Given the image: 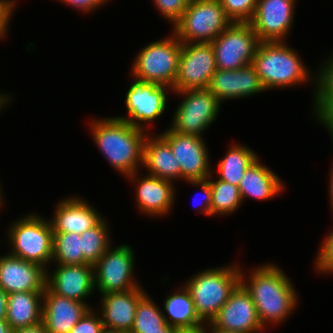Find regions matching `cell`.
<instances>
[{"mask_svg":"<svg viewBox=\"0 0 333 333\" xmlns=\"http://www.w3.org/2000/svg\"><path fill=\"white\" fill-rule=\"evenodd\" d=\"M173 92L183 100L174 111L169 127L180 134L203 137V132L216 121L222 104L207 88Z\"/></svg>","mask_w":333,"mask_h":333,"instance_id":"cell-8","label":"cell"},{"mask_svg":"<svg viewBox=\"0 0 333 333\" xmlns=\"http://www.w3.org/2000/svg\"><path fill=\"white\" fill-rule=\"evenodd\" d=\"M89 126L102 155L121 175L128 177L143 167L144 141L149 134L147 131L116 116L98 120L94 118Z\"/></svg>","mask_w":333,"mask_h":333,"instance_id":"cell-2","label":"cell"},{"mask_svg":"<svg viewBox=\"0 0 333 333\" xmlns=\"http://www.w3.org/2000/svg\"><path fill=\"white\" fill-rule=\"evenodd\" d=\"M161 15L173 26L181 19L190 0H153Z\"/></svg>","mask_w":333,"mask_h":333,"instance_id":"cell-34","label":"cell"},{"mask_svg":"<svg viewBox=\"0 0 333 333\" xmlns=\"http://www.w3.org/2000/svg\"><path fill=\"white\" fill-rule=\"evenodd\" d=\"M12 333H48L43 322L25 328H18Z\"/></svg>","mask_w":333,"mask_h":333,"instance_id":"cell-41","label":"cell"},{"mask_svg":"<svg viewBox=\"0 0 333 333\" xmlns=\"http://www.w3.org/2000/svg\"><path fill=\"white\" fill-rule=\"evenodd\" d=\"M240 265H227L200 271L185 282L196 312L204 323H210L231 292L240 283Z\"/></svg>","mask_w":333,"mask_h":333,"instance_id":"cell-4","label":"cell"},{"mask_svg":"<svg viewBox=\"0 0 333 333\" xmlns=\"http://www.w3.org/2000/svg\"><path fill=\"white\" fill-rule=\"evenodd\" d=\"M52 262L61 265L85 264L82 237L77 233H54Z\"/></svg>","mask_w":333,"mask_h":333,"instance_id":"cell-30","label":"cell"},{"mask_svg":"<svg viewBox=\"0 0 333 333\" xmlns=\"http://www.w3.org/2000/svg\"><path fill=\"white\" fill-rule=\"evenodd\" d=\"M46 271V287L60 296L85 302L95 290L94 266L89 264L61 265ZM49 274V275H48Z\"/></svg>","mask_w":333,"mask_h":333,"instance_id":"cell-16","label":"cell"},{"mask_svg":"<svg viewBox=\"0 0 333 333\" xmlns=\"http://www.w3.org/2000/svg\"><path fill=\"white\" fill-rule=\"evenodd\" d=\"M9 254L33 262L46 270L53 258L54 233L50 221L39 214L17 219L8 228ZM48 264V265H47Z\"/></svg>","mask_w":333,"mask_h":333,"instance_id":"cell-5","label":"cell"},{"mask_svg":"<svg viewBox=\"0 0 333 333\" xmlns=\"http://www.w3.org/2000/svg\"><path fill=\"white\" fill-rule=\"evenodd\" d=\"M314 115L319 123L328 130L333 144V91H331L316 107L313 109Z\"/></svg>","mask_w":333,"mask_h":333,"instance_id":"cell-36","label":"cell"},{"mask_svg":"<svg viewBox=\"0 0 333 333\" xmlns=\"http://www.w3.org/2000/svg\"><path fill=\"white\" fill-rule=\"evenodd\" d=\"M2 194L3 193H2L1 185H0V209H1L2 205H4V201H5V200H3L4 197Z\"/></svg>","mask_w":333,"mask_h":333,"instance_id":"cell-50","label":"cell"},{"mask_svg":"<svg viewBox=\"0 0 333 333\" xmlns=\"http://www.w3.org/2000/svg\"><path fill=\"white\" fill-rule=\"evenodd\" d=\"M15 0H0V39H4L8 33L10 19L16 8Z\"/></svg>","mask_w":333,"mask_h":333,"instance_id":"cell-38","label":"cell"},{"mask_svg":"<svg viewBox=\"0 0 333 333\" xmlns=\"http://www.w3.org/2000/svg\"><path fill=\"white\" fill-rule=\"evenodd\" d=\"M66 198L58 202L53 218L49 220L53 233L72 232L81 235L104 219L85 199L75 196Z\"/></svg>","mask_w":333,"mask_h":333,"instance_id":"cell-20","label":"cell"},{"mask_svg":"<svg viewBox=\"0 0 333 333\" xmlns=\"http://www.w3.org/2000/svg\"><path fill=\"white\" fill-rule=\"evenodd\" d=\"M150 297L145 293L140 298L130 333L161 331L166 324L162 309Z\"/></svg>","mask_w":333,"mask_h":333,"instance_id":"cell-31","label":"cell"},{"mask_svg":"<svg viewBox=\"0 0 333 333\" xmlns=\"http://www.w3.org/2000/svg\"><path fill=\"white\" fill-rule=\"evenodd\" d=\"M212 174L207 178L212 189V216L232 214L243 204L239 187L218 178L213 180Z\"/></svg>","mask_w":333,"mask_h":333,"instance_id":"cell-28","label":"cell"},{"mask_svg":"<svg viewBox=\"0 0 333 333\" xmlns=\"http://www.w3.org/2000/svg\"><path fill=\"white\" fill-rule=\"evenodd\" d=\"M231 23L219 0H190L173 33L181 43H211Z\"/></svg>","mask_w":333,"mask_h":333,"instance_id":"cell-7","label":"cell"},{"mask_svg":"<svg viewBox=\"0 0 333 333\" xmlns=\"http://www.w3.org/2000/svg\"><path fill=\"white\" fill-rule=\"evenodd\" d=\"M210 324L220 330L238 333H259L264 328L259 321L256 306L245 287L239 283L231 292Z\"/></svg>","mask_w":333,"mask_h":333,"instance_id":"cell-15","label":"cell"},{"mask_svg":"<svg viewBox=\"0 0 333 333\" xmlns=\"http://www.w3.org/2000/svg\"><path fill=\"white\" fill-rule=\"evenodd\" d=\"M258 158L259 156L250 147L242 144H233L226 152L224 158L219 160L216 165L217 178L239 186L248 167Z\"/></svg>","mask_w":333,"mask_h":333,"instance_id":"cell-27","label":"cell"},{"mask_svg":"<svg viewBox=\"0 0 333 333\" xmlns=\"http://www.w3.org/2000/svg\"><path fill=\"white\" fill-rule=\"evenodd\" d=\"M232 22L249 23L256 10L257 0H219Z\"/></svg>","mask_w":333,"mask_h":333,"instance_id":"cell-32","label":"cell"},{"mask_svg":"<svg viewBox=\"0 0 333 333\" xmlns=\"http://www.w3.org/2000/svg\"><path fill=\"white\" fill-rule=\"evenodd\" d=\"M43 293L18 291L8 294L6 320L12 330L42 322Z\"/></svg>","mask_w":333,"mask_h":333,"instance_id":"cell-25","label":"cell"},{"mask_svg":"<svg viewBox=\"0 0 333 333\" xmlns=\"http://www.w3.org/2000/svg\"><path fill=\"white\" fill-rule=\"evenodd\" d=\"M296 0H257L249 22L260 42L285 41L294 21Z\"/></svg>","mask_w":333,"mask_h":333,"instance_id":"cell-14","label":"cell"},{"mask_svg":"<svg viewBox=\"0 0 333 333\" xmlns=\"http://www.w3.org/2000/svg\"><path fill=\"white\" fill-rule=\"evenodd\" d=\"M147 174L175 182L181 179V167L170 145L160 135H147L143 148V164Z\"/></svg>","mask_w":333,"mask_h":333,"instance_id":"cell-23","label":"cell"},{"mask_svg":"<svg viewBox=\"0 0 333 333\" xmlns=\"http://www.w3.org/2000/svg\"><path fill=\"white\" fill-rule=\"evenodd\" d=\"M107 224L104 218L98 225L81 234L85 264L94 266L111 246V235Z\"/></svg>","mask_w":333,"mask_h":333,"instance_id":"cell-29","label":"cell"},{"mask_svg":"<svg viewBox=\"0 0 333 333\" xmlns=\"http://www.w3.org/2000/svg\"><path fill=\"white\" fill-rule=\"evenodd\" d=\"M90 308L87 303L57 295L45 287L42 322L48 333H70Z\"/></svg>","mask_w":333,"mask_h":333,"instance_id":"cell-21","label":"cell"},{"mask_svg":"<svg viewBox=\"0 0 333 333\" xmlns=\"http://www.w3.org/2000/svg\"><path fill=\"white\" fill-rule=\"evenodd\" d=\"M175 327L168 325L167 323L161 328V331H152V332H145V333H175Z\"/></svg>","mask_w":333,"mask_h":333,"instance_id":"cell-46","label":"cell"},{"mask_svg":"<svg viewBox=\"0 0 333 333\" xmlns=\"http://www.w3.org/2000/svg\"><path fill=\"white\" fill-rule=\"evenodd\" d=\"M207 89L221 104L225 100L239 99L266 91L253 64L237 70L217 69Z\"/></svg>","mask_w":333,"mask_h":333,"instance_id":"cell-18","label":"cell"},{"mask_svg":"<svg viewBox=\"0 0 333 333\" xmlns=\"http://www.w3.org/2000/svg\"><path fill=\"white\" fill-rule=\"evenodd\" d=\"M302 61L285 41H272L259 42L252 64L265 90L303 85L313 78L317 89V74L311 75Z\"/></svg>","mask_w":333,"mask_h":333,"instance_id":"cell-3","label":"cell"},{"mask_svg":"<svg viewBox=\"0 0 333 333\" xmlns=\"http://www.w3.org/2000/svg\"><path fill=\"white\" fill-rule=\"evenodd\" d=\"M111 247L94 265L95 288L101 295L139 287L134 279V250L127 244Z\"/></svg>","mask_w":333,"mask_h":333,"instance_id":"cell-10","label":"cell"},{"mask_svg":"<svg viewBox=\"0 0 333 333\" xmlns=\"http://www.w3.org/2000/svg\"><path fill=\"white\" fill-rule=\"evenodd\" d=\"M171 147L173 156L181 167V179L186 181L207 180L212 171L204 138L180 134L171 128L159 134Z\"/></svg>","mask_w":333,"mask_h":333,"instance_id":"cell-13","label":"cell"},{"mask_svg":"<svg viewBox=\"0 0 333 333\" xmlns=\"http://www.w3.org/2000/svg\"><path fill=\"white\" fill-rule=\"evenodd\" d=\"M164 303V318L168 325L175 328H192L203 324L199 318L192 296L185 285L168 295Z\"/></svg>","mask_w":333,"mask_h":333,"instance_id":"cell-26","label":"cell"},{"mask_svg":"<svg viewBox=\"0 0 333 333\" xmlns=\"http://www.w3.org/2000/svg\"><path fill=\"white\" fill-rule=\"evenodd\" d=\"M8 294L0 288V320L7 317Z\"/></svg>","mask_w":333,"mask_h":333,"instance_id":"cell-42","label":"cell"},{"mask_svg":"<svg viewBox=\"0 0 333 333\" xmlns=\"http://www.w3.org/2000/svg\"><path fill=\"white\" fill-rule=\"evenodd\" d=\"M133 83L129 86L125 95L127 117H116L126 121L128 124L145 131V125L154 122L166 111L168 91L172 88L167 85L150 83L145 80L133 77ZM167 92V93H166ZM145 123V124H143Z\"/></svg>","mask_w":333,"mask_h":333,"instance_id":"cell-11","label":"cell"},{"mask_svg":"<svg viewBox=\"0 0 333 333\" xmlns=\"http://www.w3.org/2000/svg\"><path fill=\"white\" fill-rule=\"evenodd\" d=\"M216 70L211 43H182L173 91L208 88Z\"/></svg>","mask_w":333,"mask_h":333,"instance_id":"cell-12","label":"cell"},{"mask_svg":"<svg viewBox=\"0 0 333 333\" xmlns=\"http://www.w3.org/2000/svg\"><path fill=\"white\" fill-rule=\"evenodd\" d=\"M60 2L70 5L74 9H78L81 12H91L96 10L98 7L103 6L110 0H58ZM101 5V6H100Z\"/></svg>","mask_w":333,"mask_h":333,"instance_id":"cell-40","label":"cell"},{"mask_svg":"<svg viewBox=\"0 0 333 333\" xmlns=\"http://www.w3.org/2000/svg\"><path fill=\"white\" fill-rule=\"evenodd\" d=\"M332 167H331V170H330V184H329V199H330V204H331V209H332V212H333V162H332Z\"/></svg>","mask_w":333,"mask_h":333,"instance_id":"cell-44","label":"cell"},{"mask_svg":"<svg viewBox=\"0 0 333 333\" xmlns=\"http://www.w3.org/2000/svg\"><path fill=\"white\" fill-rule=\"evenodd\" d=\"M327 61L321 64V69L317 71V89L314 91L315 108L331 91H333V54Z\"/></svg>","mask_w":333,"mask_h":333,"instance_id":"cell-33","label":"cell"},{"mask_svg":"<svg viewBox=\"0 0 333 333\" xmlns=\"http://www.w3.org/2000/svg\"><path fill=\"white\" fill-rule=\"evenodd\" d=\"M207 333H238V332H231L226 330H220L213 327L210 323H207Z\"/></svg>","mask_w":333,"mask_h":333,"instance_id":"cell-48","label":"cell"},{"mask_svg":"<svg viewBox=\"0 0 333 333\" xmlns=\"http://www.w3.org/2000/svg\"><path fill=\"white\" fill-rule=\"evenodd\" d=\"M190 183L193 186H197L201 188V191L204 194V199H202V203L197 204L199 205V211L202 214L207 216H212L211 212V201H212V189L210 187V183L208 180H200V181H186V183ZM197 202V201H196Z\"/></svg>","mask_w":333,"mask_h":333,"instance_id":"cell-39","label":"cell"},{"mask_svg":"<svg viewBox=\"0 0 333 333\" xmlns=\"http://www.w3.org/2000/svg\"><path fill=\"white\" fill-rule=\"evenodd\" d=\"M248 279L241 269L240 283L251 295L264 329L267 323H283L298 307L297 291L278 265H259L251 271Z\"/></svg>","mask_w":333,"mask_h":333,"instance_id":"cell-1","label":"cell"},{"mask_svg":"<svg viewBox=\"0 0 333 333\" xmlns=\"http://www.w3.org/2000/svg\"><path fill=\"white\" fill-rule=\"evenodd\" d=\"M206 327L207 323L192 328H177L175 333H207Z\"/></svg>","mask_w":333,"mask_h":333,"instance_id":"cell-43","label":"cell"},{"mask_svg":"<svg viewBox=\"0 0 333 333\" xmlns=\"http://www.w3.org/2000/svg\"><path fill=\"white\" fill-rule=\"evenodd\" d=\"M259 42L250 23L232 22L211 42L217 69L237 70L252 64Z\"/></svg>","mask_w":333,"mask_h":333,"instance_id":"cell-9","label":"cell"},{"mask_svg":"<svg viewBox=\"0 0 333 333\" xmlns=\"http://www.w3.org/2000/svg\"><path fill=\"white\" fill-rule=\"evenodd\" d=\"M284 185L281 178L258 158L248 167L238 187L244 202L245 198L260 201L276 198L285 189Z\"/></svg>","mask_w":333,"mask_h":333,"instance_id":"cell-24","label":"cell"},{"mask_svg":"<svg viewBox=\"0 0 333 333\" xmlns=\"http://www.w3.org/2000/svg\"><path fill=\"white\" fill-rule=\"evenodd\" d=\"M138 174L140 173L137 171L126 178L130 182L135 181L134 184L136 183L134 193L139 212L149 217H161L169 214L175 202V184L148 174L140 178Z\"/></svg>","mask_w":333,"mask_h":333,"instance_id":"cell-17","label":"cell"},{"mask_svg":"<svg viewBox=\"0 0 333 333\" xmlns=\"http://www.w3.org/2000/svg\"><path fill=\"white\" fill-rule=\"evenodd\" d=\"M101 333H127V332H124V331H118V330H115V329H109V328H103Z\"/></svg>","mask_w":333,"mask_h":333,"instance_id":"cell-49","label":"cell"},{"mask_svg":"<svg viewBox=\"0 0 333 333\" xmlns=\"http://www.w3.org/2000/svg\"><path fill=\"white\" fill-rule=\"evenodd\" d=\"M94 311L93 308H90L71 329L70 333H101L104 328L102 318Z\"/></svg>","mask_w":333,"mask_h":333,"instance_id":"cell-37","label":"cell"},{"mask_svg":"<svg viewBox=\"0 0 333 333\" xmlns=\"http://www.w3.org/2000/svg\"><path fill=\"white\" fill-rule=\"evenodd\" d=\"M181 49L182 43L173 32L170 37L147 44L138 52L131 67V76L167 85L173 92Z\"/></svg>","mask_w":333,"mask_h":333,"instance_id":"cell-6","label":"cell"},{"mask_svg":"<svg viewBox=\"0 0 333 333\" xmlns=\"http://www.w3.org/2000/svg\"><path fill=\"white\" fill-rule=\"evenodd\" d=\"M315 269L318 273H333V231L329 232L321 243L315 260Z\"/></svg>","mask_w":333,"mask_h":333,"instance_id":"cell-35","label":"cell"},{"mask_svg":"<svg viewBox=\"0 0 333 333\" xmlns=\"http://www.w3.org/2000/svg\"><path fill=\"white\" fill-rule=\"evenodd\" d=\"M46 269L8 254L0 256V288L12 292L44 291Z\"/></svg>","mask_w":333,"mask_h":333,"instance_id":"cell-19","label":"cell"},{"mask_svg":"<svg viewBox=\"0 0 333 333\" xmlns=\"http://www.w3.org/2000/svg\"><path fill=\"white\" fill-rule=\"evenodd\" d=\"M9 96V97H8ZM12 99V97L10 98V94H3L0 92V111H2V109H4L3 107L6 106V104L8 105V102H10V100Z\"/></svg>","mask_w":333,"mask_h":333,"instance_id":"cell-47","label":"cell"},{"mask_svg":"<svg viewBox=\"0 0 333 333\" xmlns=\"http://www.w3.org/2000/svg\"><path fill=\"white\" fill-rule=\"evenodd\" d=\"M10 325L8 324L6 319L0 320V333H12Z\"/></svg>","mask_w":333,"mask_h":333,"instance_id":"cell-45","label":"cell"},{"mask_svg":"<svg viewBox=\"0 0 333 333\" xmlns=\"http://www.w3.org/2000/svg\"><path fill=\"white\" fill-rule=\"evenodd\" d=\"M145 293L143 287L139 286L132 290L100 295V316L103 326L130 333L134 324L137 305Z\"/></svg>","mask_w":333,"mask_h":333,"instance_id":"cell-22","label":"cell"}]
</instances>
